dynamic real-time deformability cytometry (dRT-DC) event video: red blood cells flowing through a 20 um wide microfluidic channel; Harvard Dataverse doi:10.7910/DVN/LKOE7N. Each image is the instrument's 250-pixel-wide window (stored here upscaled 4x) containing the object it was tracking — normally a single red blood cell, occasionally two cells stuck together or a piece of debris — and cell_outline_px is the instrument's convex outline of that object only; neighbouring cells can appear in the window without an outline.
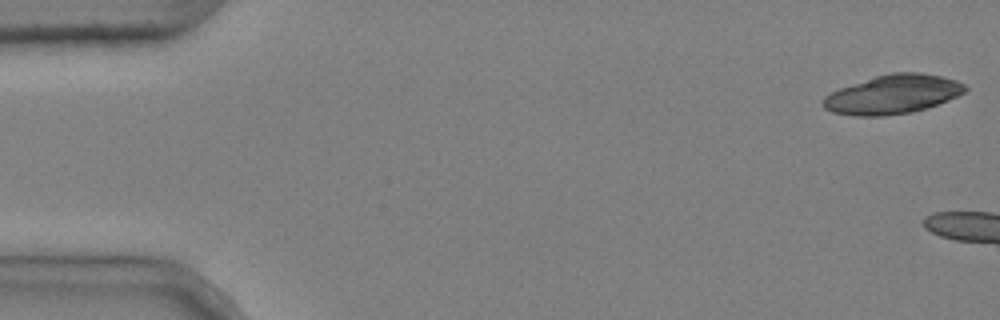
{"species": "common noctule bat (a hibernating species)", "species_latin": "Nyctalus noctula", "temperature_condition": "cold", "stored_images_in_passage": 2, "camera_frame_rate_fps": 3000, "um_per_image_px": 0.085, "animal": {"sex": "male", "body_mass_g": 20.4}, "frame": {"image": 1, "passage_image": 1, "time_ms": 0.0, "image_size_px": [1000, 320], "cell_outline_px": [[968, 88], [964, 92], [948, 100], [912, 112], [884, 116], [852, 116], [832, 112], [824, 108], [820, 104], [820, 100], [824, 96], [840, 88], [876, 76], [892, 72], [920, 72], [940, 76], [956, 80], [964, 84]], "centroid_in_image_um": [75.84, 8.03], "position_along_channel_um": 9.2, "area_um2": 32.19}}